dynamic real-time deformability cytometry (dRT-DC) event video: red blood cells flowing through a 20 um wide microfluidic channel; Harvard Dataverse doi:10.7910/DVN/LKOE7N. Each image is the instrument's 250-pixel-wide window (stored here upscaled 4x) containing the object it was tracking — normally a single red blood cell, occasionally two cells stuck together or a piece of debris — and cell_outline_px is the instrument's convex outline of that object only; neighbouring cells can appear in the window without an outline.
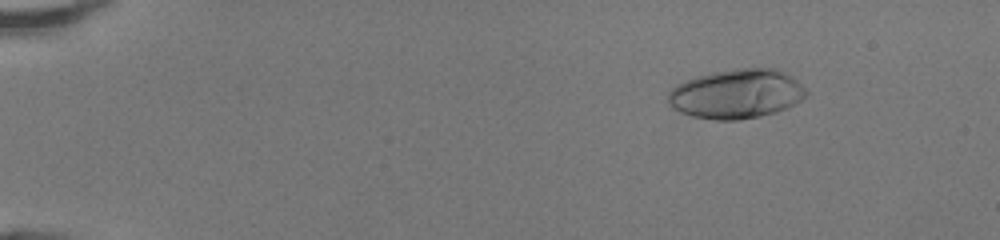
{"species": "human", "species_latin": "Homo sapiens", "temperature_condition": "room temperature", "stored_images_in_passage": 49, "camera_frame_rate_fps": 3000, "um_per_image_px": 0.085, "donor": {"sex": "female"}, "frame": {"image": 1, "passage_image": 7, "time_ms": 2.0, "image_size_px": [1000, 240], "cell_outline_px": [[808, 96], [796, 104], [776, 112], [760, 116], [740, 120], [712, 120], [692, 116], [680, 112], [672, 108], [668, 104], [668, 92], [676, 84], [696, 76], [712, 72], [736, 68], [776, 68], [792, 76], [808, 92]], "centroid_in_image_um": [62.6, 7.98], "position_along_channel_um": 22.4, "area_um2": 40.11}}
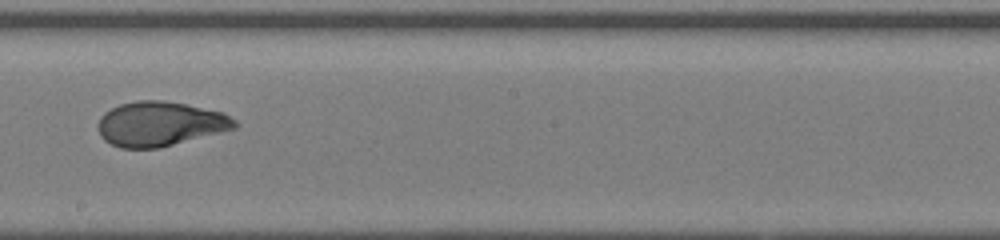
{"frame": {"image": 2, "passage_image": 30, "time_ms": 9.667, "image_size_px": [1000, 240], "cell_outline_px": [[240, 124], [236, 128], [160, 148], [120, 148], [104, 140], [100, 136], [96, 124], [100, 116], [104, 112], [120, 104], [136, 100], [164, 100], [224, 112], [236, 120]], "centroid_in_image_um": [13.59, 10.53], "position_along_channel_um": 234.6, "area_um2": 35.78}}
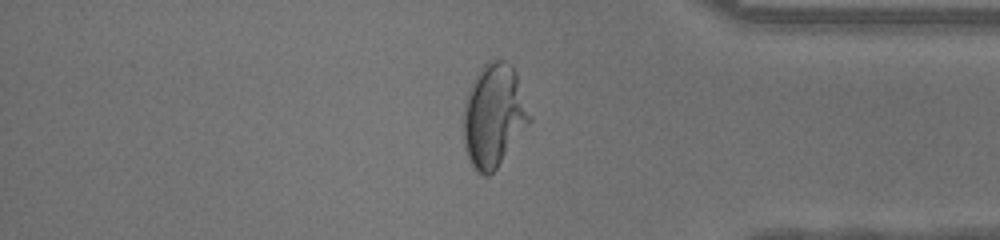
{"frame": {"image": 3, "passage_image": 42, "time_ms": 13.667, "image_size_px": [1000, 240], "cell_outline_px": [[532, 120], [496, 168], [488, 176], [484, 176], [476, 172], [472, 168], [468, 160], [464, 148], [464, 100], [468, 88], [472, 80], [480, 68], [484, 64], [492, 60], [504, 60], [512, 64], [516, 72], [532, 116]], "centroid_in_image_um": [41.96, 9.82], "position_along_channel_um": 393.2, "area_um2": 40.11}, "authors_computed_cell_mechanics": {"area_um2": 36.5296, "velocity_mm_per_s": 4.3043, "shape_relaxation_time_tau1_ms": 7.2444, "shape_relaxation_time_tau2_ms": 0.7681, "deformation_change_tau1": 0.2896, "deformation_change_tau2": 0.0606}}